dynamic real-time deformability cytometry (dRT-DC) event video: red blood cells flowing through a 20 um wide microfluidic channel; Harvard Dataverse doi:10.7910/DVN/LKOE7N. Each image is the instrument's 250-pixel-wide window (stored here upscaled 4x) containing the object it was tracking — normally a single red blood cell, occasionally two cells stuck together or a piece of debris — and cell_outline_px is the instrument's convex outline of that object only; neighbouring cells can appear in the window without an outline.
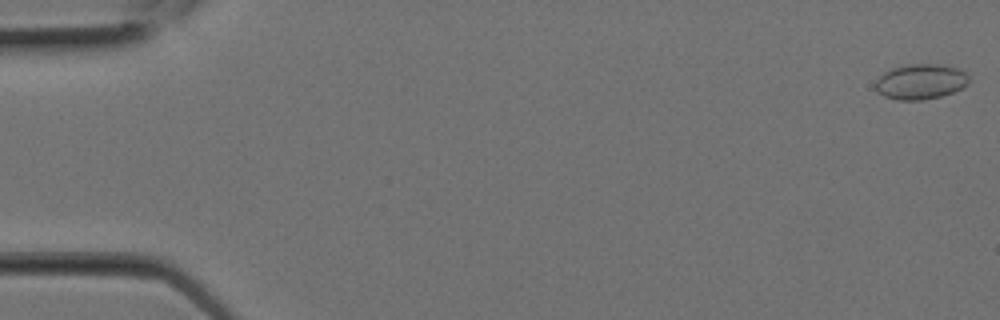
{"species": "Egyptian fruit bat (a non-hibernating species)", "species_latin": "Rousettus aegyptiacus", "temperature_condition": "room temperature", "stored_images_in_passage": 10, "camera_frame_rate_fps": 3000, "um_per_image_px": 0.085, "animal": {"sex": "female"}, "frame": {"image": 1, "passage_image": 1, "time_ms": 0.0, "image_size_px": [1000, 320], "cell_outline_px": [[968, 84], [952, 92], [940, 96], [924, 100], [896, 100], [884, 96], [876, 92], [876, 80], [884, 72], [892, 68], [908, 64], [936, 64], [956, 68], [964, 72], [968, 76]], "centroid_in_image_um": [78.21, 6.95], "position_along_channel_um": 6.8, "area_um2": 19.07}}
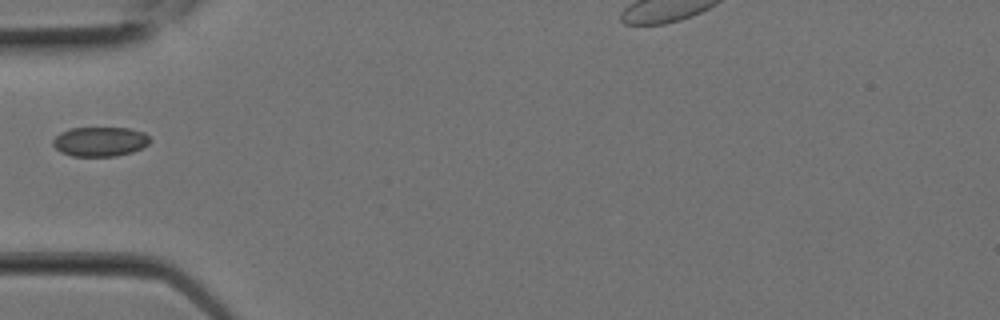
{"frame": {"image": 2, "passage_image": 8, "time_ms": 2.333, "image_size_px": [1000, 320], "cell_outline_px": [[152, 140], [148, 144], [132, 152], [116, 156], [72, 156], [60, 152], [52, 144], [52, 140], [60, 132], [68, 128], [128, 128], [144, 132]], "centroid_in_image_um": [8.48, 12.03], "position_along_channel_um": 76.5, "area_um2": 16.76}}
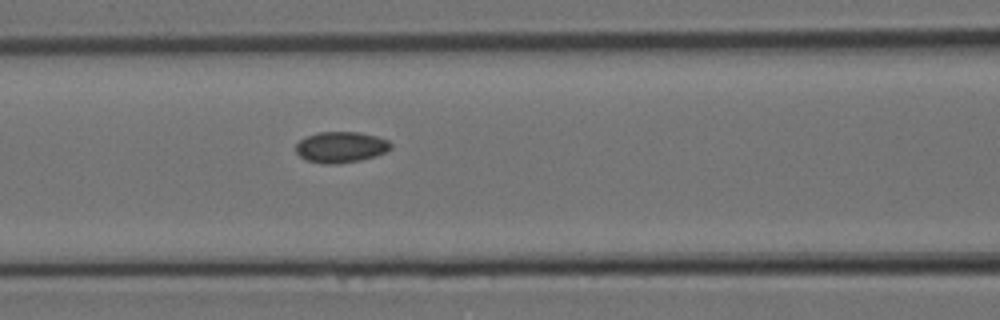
{"frame": {"image": 3, "passage_image": 10, "time_ms": 3.0, "image_size_px": [1000, 320], "cell_outline_px": [[392, 148], [376, 156], [360, 160], [336, 164], [324, 164], [308, 160], [300, 156], [296, 152], [296, 144], [300, 140], [308, 136], [320, 132], [360, 132], [376, 136], [388, 140], [392, 144]], "centroid_in_image_um": [29.0, 12.5], "position_along_channel_um": 137.6, "area_um2": 17.05}}